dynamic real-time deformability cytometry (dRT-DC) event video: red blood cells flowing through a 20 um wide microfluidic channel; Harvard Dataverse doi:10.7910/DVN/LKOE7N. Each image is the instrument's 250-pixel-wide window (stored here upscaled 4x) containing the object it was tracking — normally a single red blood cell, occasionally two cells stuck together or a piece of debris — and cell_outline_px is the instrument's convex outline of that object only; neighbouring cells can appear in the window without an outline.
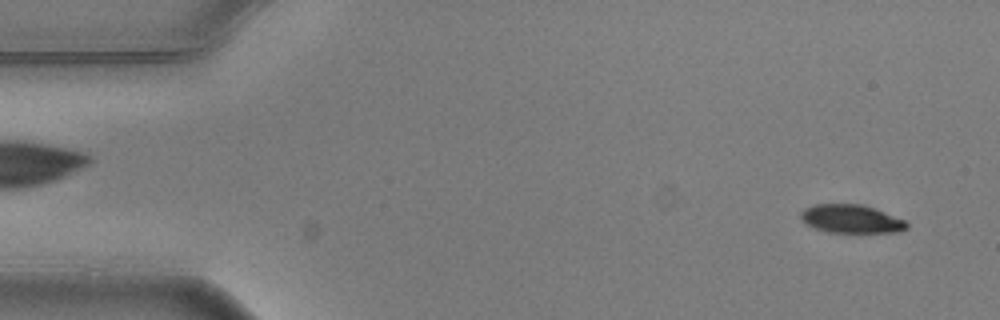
{"species": "common noctule bat (a hibernating species)", "species_latin": "Nyctalus noctula", "temperature_condition": "warm", "stored_images_in_passage": 4, "camera_frame_rate_fps": 3000, "um_per_image_px": 0.085, "animal": {"sex": "male", "body_mass_g": 20.5, "forearm_length_mm": 52.5}, "frame": {"image": 1, "passage_image": 4, "time_ms": 1.0, "image_size_px": [1000, 320], "cell_outline_px": [[908, 228], [900, 232], [828, 232], [804, 224], [800, 220], [800, 212], [804, 208], [816, 204], [864, 204], [904, 220], [908, 224]], "centroid_in_image_um": [72.32, 18.6], "position_along_channel_um": 12.7, "area_um2": 17.57}}